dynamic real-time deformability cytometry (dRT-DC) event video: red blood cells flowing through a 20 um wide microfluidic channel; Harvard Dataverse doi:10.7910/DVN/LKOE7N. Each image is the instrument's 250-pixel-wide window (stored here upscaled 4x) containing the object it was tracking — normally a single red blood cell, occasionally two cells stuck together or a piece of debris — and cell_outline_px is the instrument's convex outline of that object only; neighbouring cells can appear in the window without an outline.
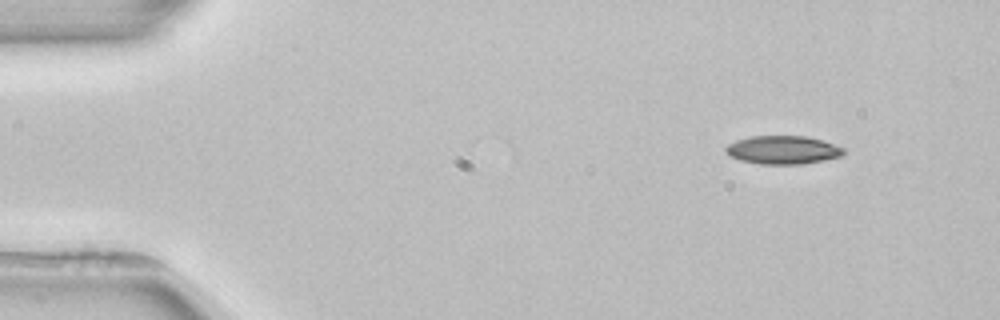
{"species": "common noctule bat (a hibernating species)", "species_latin": "Nyctalus noctula", "temperature_condition": "room temperature", "stored_images_in_passage": 4, "camera_frame_rate_fps": 3000, "um_per_image_px": 0.085, "animal": {"sex": "female", "body_mass_g": 22.7, "forearm_length_mm": 54.2}, "frame": {"image": 1, "passage_image": 1, "time_ms": 0.0, "image_size_px": [1000, 320], "cell_outline_px": [[844, 152], [840, 156], [824, 160], [800, 164], [760, 164], [740, 160], [728, 156], [724, 152], [724, 148], [728, 144], [736, 140], [748, 136], [808, 136], [844, 148]], "centroid_in_image_um": [66.46, 12.74], "position_along_channel_um": 18.5, "area_um2": 19.48}}
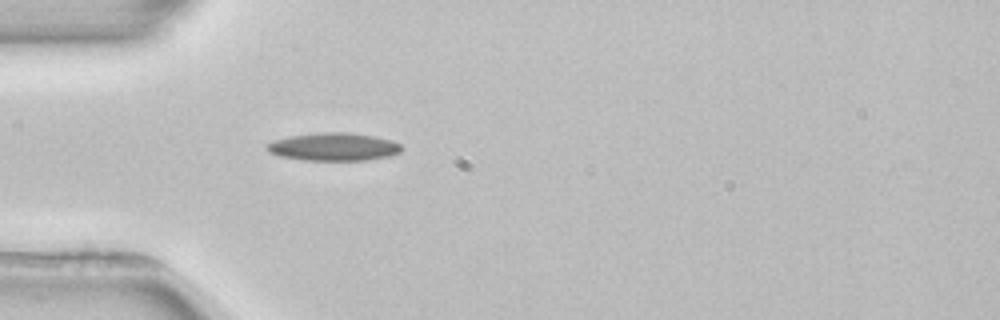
{"frame": {"image": 2, "passage_image": 4, "time_ms": 3.333, "image_size_px": [1000, 320], "cell_outline_px": [[404, 148], [400, 152], [388, 156], [368, 160], [304, 160], [280, 156], [268, 152], [264, 148], [264, 144], [272, 140], [288, 136], [316, 132], [348, 132], [372, 136], [392, 140], [400, 144]], "centroid_in_image_um": [28.3, 12.47], "position_along_channel_um": 56.7, "area_um2": 22.2}}